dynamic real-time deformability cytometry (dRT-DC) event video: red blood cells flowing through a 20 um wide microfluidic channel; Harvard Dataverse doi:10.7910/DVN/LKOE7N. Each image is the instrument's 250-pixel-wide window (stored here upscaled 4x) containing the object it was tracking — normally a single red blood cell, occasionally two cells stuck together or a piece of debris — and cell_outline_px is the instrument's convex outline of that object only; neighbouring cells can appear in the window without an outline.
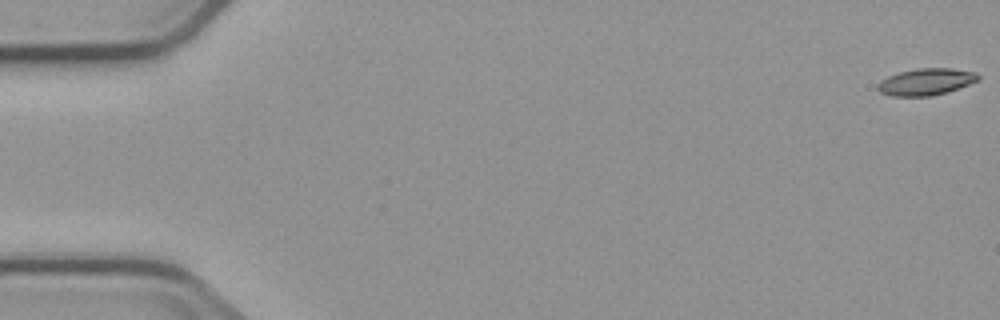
{"species": "common noctule bat (a hibernating species)", "species_latin": "Nyctalus noctula", "temperature_condition": "cold", "stored_images_in_passage": 5, "camera_frame_rate_fps": 3000, "um_per_image_px": 0.085, "animal": {"sex": "male", "body_mass_g": 23.1, "forearm_length_mm": 52.7}, "frame": {"image": 1, "passage_image": 1, "time_ms": 0.0, "image_size_px": [1000, 320], "cell_outline_px": [[980, 80], [932, 96], [892, 96], [880, 92], [876, 88], [876, 84], [880, 80], [888, 76], [900, 72], [916, 68], [952, 68], [976, 72], [980, 76]], "centroid_in_image_um": [78.68, 6.94], "position_along_channel_um": 6.3, "area_um2": 15.66}}
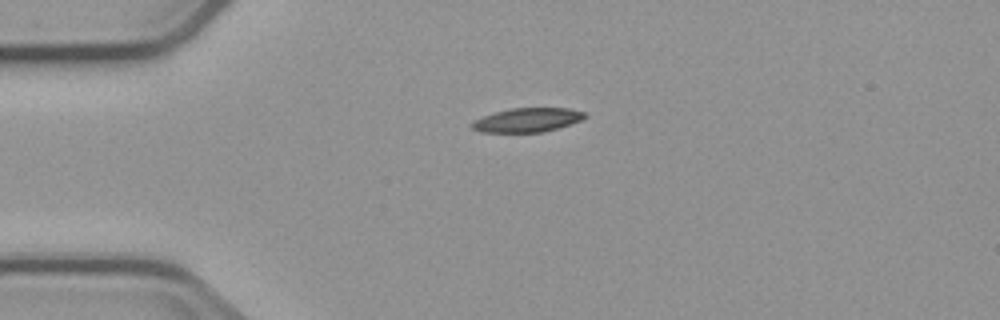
{"frame": {"image": 2, "passage_image": 4, "time_ms": 4.333, "image_size_px": [1000, 320], "cell_outline_px": [[588, 116], [580, 120], [544, 132], [480, 132], [472, 128], [468, 124], [472, 120], [496, 112], [512, 108], [568, 108], [584, 112]], "centroid_in_image_um": [44.77, 10.2], "position_along_channel_um": 40.2, "area_um2": 15.72}}